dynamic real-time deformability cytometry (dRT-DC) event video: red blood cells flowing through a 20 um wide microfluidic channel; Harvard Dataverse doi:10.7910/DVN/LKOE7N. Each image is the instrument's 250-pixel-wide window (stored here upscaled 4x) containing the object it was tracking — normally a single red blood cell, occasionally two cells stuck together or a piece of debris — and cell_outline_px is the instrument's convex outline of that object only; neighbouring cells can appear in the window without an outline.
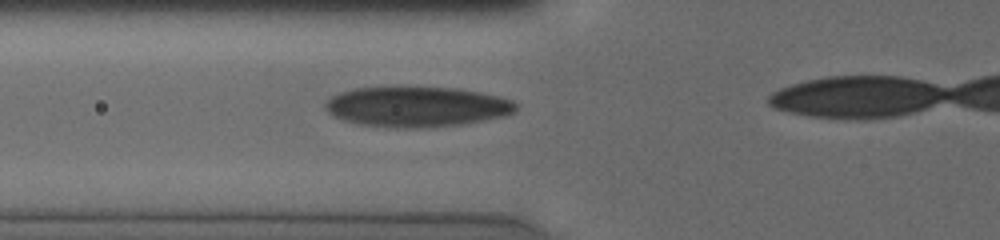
{"species": "human", "species_latin": "Homo sapiens", "temperature_condition": "cold", "stored_images_in_passage": 5, "camera_frame_rate_fps": 3000, "um_per_image_px": 0.085, "donor": {"sex": "male"}, "frame": {"image": 1, "passage_image": 4, "time_ms": 2.667, "image_size_px": [1000, 240], "cell_outline_px": [[516, 112], [504, 116], [460, 124], [416, 128], [404, 128], [364, 124], [348, 120], [336, 116], [328, 112], [324, 108], [324, 104], [332, 96], [340, 92], [356, 88], [396, 84], [400, 84], [456, 88], [480, 92], [500, 96], [512, 100], [516, 104]], "centroid_in_image_um": [35.43, 9.01], "position_along_channel_um": 90.4, "area_um2": 45.37}}